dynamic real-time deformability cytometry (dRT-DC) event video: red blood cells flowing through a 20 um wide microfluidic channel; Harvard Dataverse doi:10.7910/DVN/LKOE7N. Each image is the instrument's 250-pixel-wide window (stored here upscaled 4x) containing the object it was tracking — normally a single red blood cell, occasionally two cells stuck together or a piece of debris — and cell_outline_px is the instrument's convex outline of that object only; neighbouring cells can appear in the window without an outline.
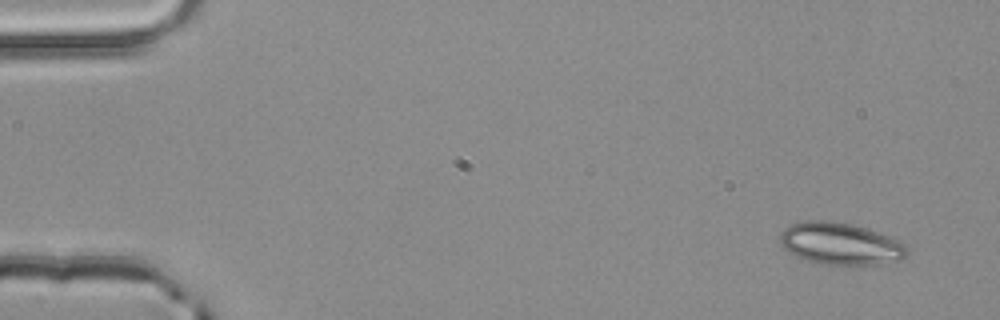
{"species": "common noctule bat (a hibernating species)", "species_latin": "Nyctalus noctula", "temperature_condition": "room temperature", "stored_images_in_passage": 4, "camera_frame_rate_fps": 3000, "um_per_image_px": 0.085, "animal": {"sex": "male", "body_mass_g": 20.4}, "frame": {"image": 1, "passage_image": 1, "time_ms": 0.0, "image_size_px": [1000, 320], "cell_outline_px": [[908, 256], [900, 260], [880, 264], [824, 264], [808, 260], [796, 256], [784, 248], [780, 244], [780, 232], [784, 228], [792, 224], [804, 220], [828, 220], [852, 224], [868, 228], [888, 236], [904, 244], [908, 248]], "centroid_in_image_um": [71.43, 20.7], "position_along_channel_um": 13.6, "area_um2": 31.1}}
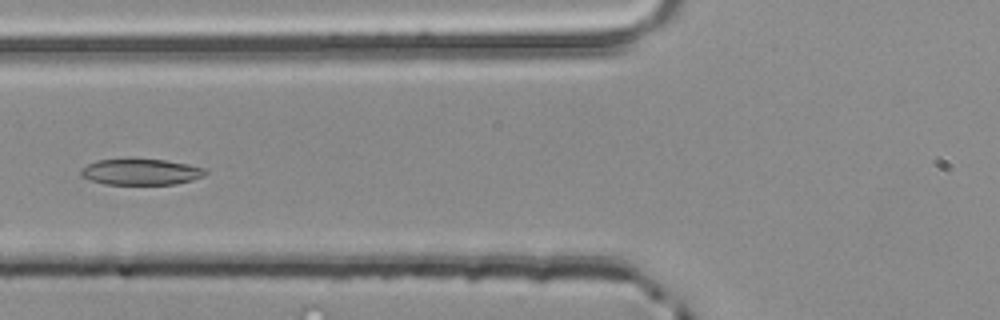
{"frame": {"image": 2, "passage_image": 4, "time_ms": 1.0, "image_size_px": [1000, 320], "cell_outline_px": [[208, 172], [204, 176], [192, 180], [176, 184], [104, 184], [88, 180], [80, 176], [80, 168], [96, 160], [164, 160], [188, 164], [208, 168]], "centroid_in_image_um": [11.98, 14.62], "position_along_channel_um": 113.8, "area_um2": 18.9}}